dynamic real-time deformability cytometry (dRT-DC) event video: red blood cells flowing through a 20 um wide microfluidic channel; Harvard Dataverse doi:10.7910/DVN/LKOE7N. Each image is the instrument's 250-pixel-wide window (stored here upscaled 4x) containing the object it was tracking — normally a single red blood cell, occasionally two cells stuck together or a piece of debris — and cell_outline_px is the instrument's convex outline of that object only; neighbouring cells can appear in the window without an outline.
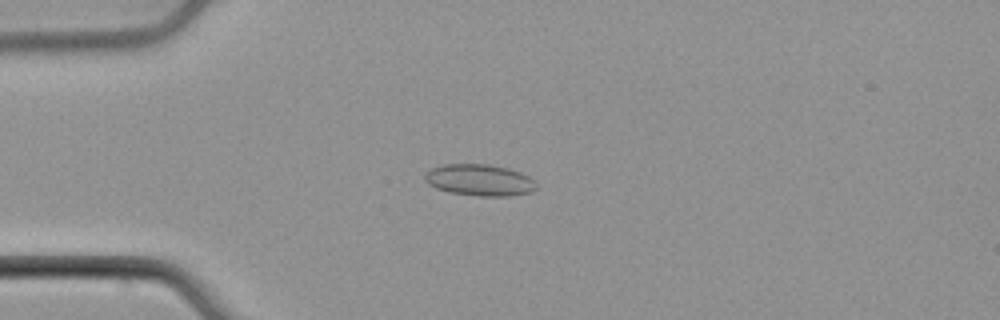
{"species": "common noctule bat (a hibernating species)", "species_latin": "Nyctalus noctula", "temperature_condition": "cold", "stored_images_in_passage": 51, "camera_frame_rate_fps": 3000, "um_per_image_px": 0.085, "animal": {"sex": "male", "body_mass_g": 21.5, "forearm_length_mm": 52.0}, "frame": {"image": 1, "passage_image": 12, "time_ms": 3.667, "image_size_px": [1000, 320], "cell_outline_px": [[536, 188], [532, 192], [512, 196], [480, 196], [452, 192], [436, 188], [428, 184], [424, 180], [424, 176], [432, 168], [444, 164], [488, 164], [508, 168], [520, 172], [528, 176], [536, 184]], "centroid_in_image_um": [40.78, 15.3], "position_along_channel_um": 44.2, "area_um2": 20.4}}
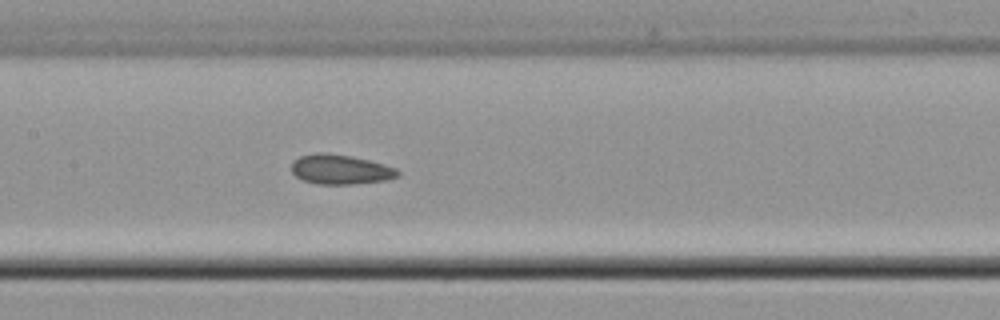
{"frame": {"image": 2, "passage_image": 24, "time_ms": 7.667, "image_size_px": [1000, 320], "cell_outline_px": [[400, 176], [384, 180], [352, 184], [316, 184], [304, 180], [296, 176], [292, 172], [292, 160], [300, 156], [316, 152], [328, 152], [352, 156], [384, 164], [396, 168], [400, 172]], "centroid_in_image_um": [28.92, 14.39], "position_along_channel_um": 178.5, "area_um2": 18.5}}
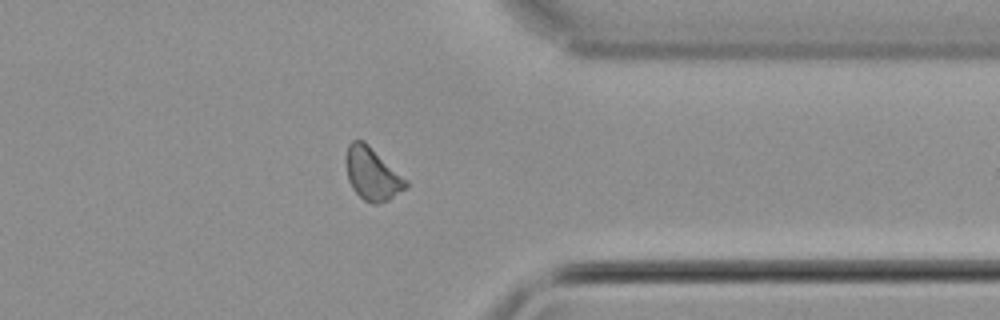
{"frame": {"image": 3, "passage_image": 40, "time_ms": 13.0, "image_size_px": [1000, 320], "cell_outline_px": [[408, 184], [404, 188], [388, 200], [376, 204], [372, 204], [364, 200], [352, 188], [348, 180], [344, 160], [344, 156], [348, 144], [352, 140], [364, 140], [408, 180]], "centroid_in_image_um": [31.6, 14.74], "position_along_channel_um": 379.8, "area_um2": 18.5}, "authors_computed_cell_mechanics": {"area_um2": 18.3226, "velocity_mm_per_s": 3.9186, "shape_relaxation_time_tau1_ms": 10.3468, "shape_relaxation_time_tau2_ms": 3.8578, "deformation_change_tau1": 0.0612, "deformation_change_tau2": 0.1033}}